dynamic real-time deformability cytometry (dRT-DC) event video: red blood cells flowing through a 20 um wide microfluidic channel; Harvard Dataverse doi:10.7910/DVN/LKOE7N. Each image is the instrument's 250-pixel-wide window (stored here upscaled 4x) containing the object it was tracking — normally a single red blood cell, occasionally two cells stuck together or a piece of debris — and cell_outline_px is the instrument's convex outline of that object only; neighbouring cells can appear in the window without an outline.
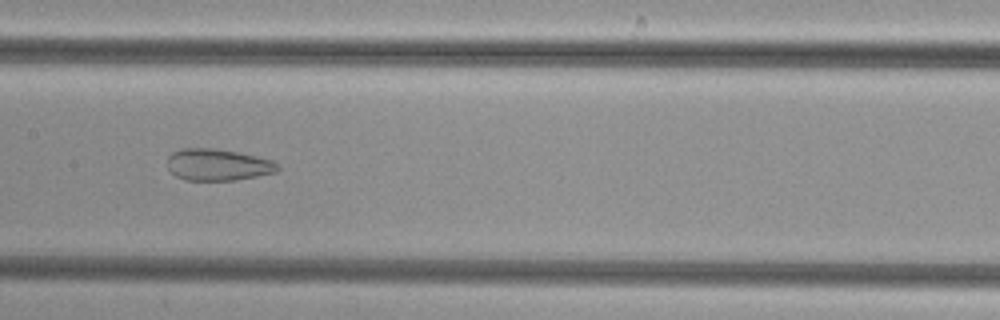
{"species": "common noctule bat (a hibernating species)", "species_latin": "Nyctalus noctula", "temperature_condition": "cold", "stored_images_in_passage": 42, "camera_frame_rate_fps": 3000, "um_per_image_px": 0.085, "animal": {"sex": "female", "body_mass_g": 29.2, "forearm_length_mm": 56.3}, "frame": {"image": 1, "passage_image": 17, "time_ms": 5.333, "image_size_px": [1000, 320], "cell_outline_px": [[280, 168], [276, 172], [236, 180], [184, 180], [176, 176], [168, 168], [168, 156], [172, 152], [180, 148], [216, 148], [240, 152], [272, 160]], "centroid_in_image_um": [18.5, 13.99], "position_along_channel_um": 188.9, "area_um2": 20.46}}
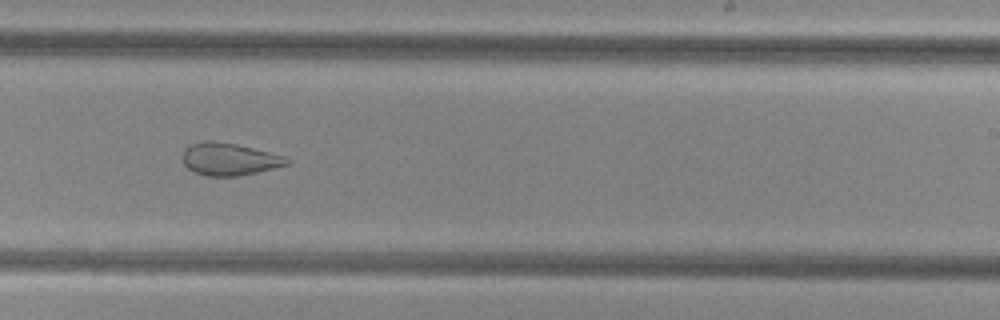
{"frame": {"image": 2, "passage_image": 23, "time_ms": 7.333, "image_size_px": [1000, 320], "cell_outline_px": [[292, 160], [288, 164], [256, 172], [236, 176], [208, 176], [196, 172], [188, 168], [184, 164], [184, 148], [192, 144], [204, 140], [212, 140], [236, 144], [284, 156]], "centroid_in_image_um": [19.48, 13.52], "position_along_channel_um": 269.5, "area_um2": 19.36}}
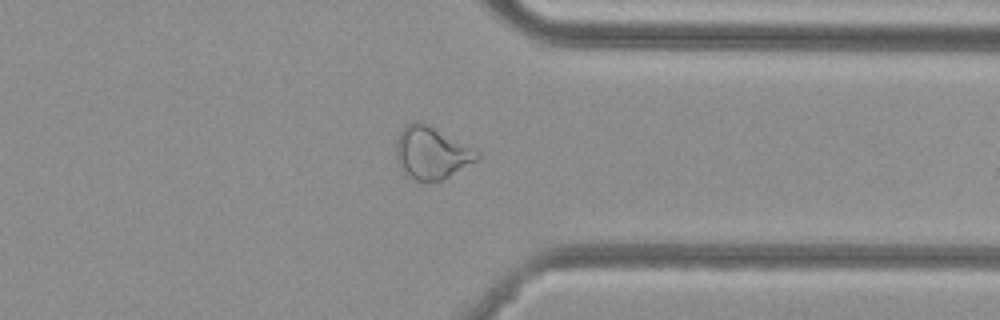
{"frame": {"image": 3, "passage_image": 31, "time_ms": 10.0, "image_size_px": [1000, 320], "cell_outline_px": [[480, 160], [440, 180], [416, 180], [408, 176], [400, 168], [396, 160], [396, 140], [400, 132], [412, 120], [420, 120], [480, 152]], "centroid_in_image_um": [36.67, 12.97], "position_along_channel_um": 374.7, "area_um2": 24.57}}